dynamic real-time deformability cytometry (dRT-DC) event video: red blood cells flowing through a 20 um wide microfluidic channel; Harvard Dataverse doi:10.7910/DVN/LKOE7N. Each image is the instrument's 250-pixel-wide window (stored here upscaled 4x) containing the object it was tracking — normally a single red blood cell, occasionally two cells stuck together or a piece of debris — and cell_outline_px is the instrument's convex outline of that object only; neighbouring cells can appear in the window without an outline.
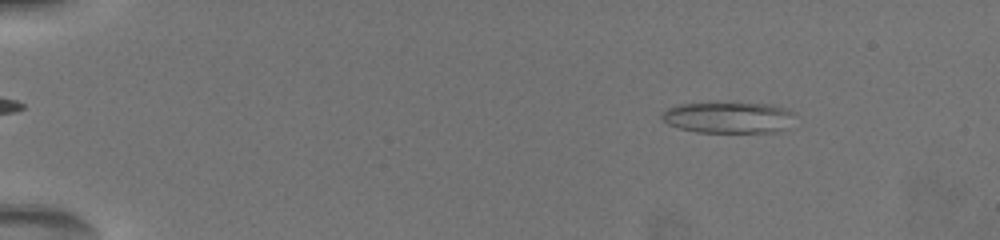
{"species": "common noctule bat (a hibernating species)", "species_latin": "Nyctalus noctula", "temperature_condition": "warm", "stored_images_in_passage": 70, "camera_frame_rate_fps": 3000, "um_per_image_px": 0.085, "animal": {"sex": "female", "body_mass_g": 19.5, "forearm_length_mm": 54.1}, "frame": {"image": 1, "passage_image": 10, "time_ms": 2.333, "image_size_px": [1000, 240], "cell_outline_px": [[796, 112], [788, 128], [776, 132], [696, 132], [680, 128], [668, 124], [660, 116], [660, 112], [668, 108], [680, 104], [732, 100], [772, 104], [788, 108]], "centroid_in_image_um": [61.96, 9.93], "position_along_channel_um": 23.0, "area_um2": 25.43}}
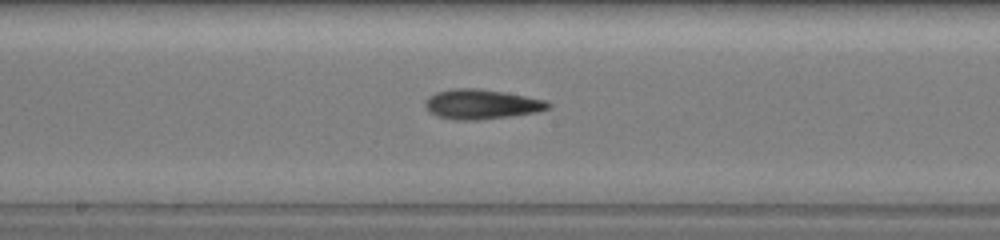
{"frame": {"image": 2, "passage_image": 38, "time_ms": 10.333, "image_size_px": [1000, 240], "cell_outline_px": [[552, 104], [548, 108], [536, 112], [512, 116], [480, 120], [452, 120], [436, 116], [428, 112], [424, 104], [428, 96], [436, 92], [456, 88], [476, 88], [504, 92], [544, 100]], "centroid_in_image_um": [40.87, 8.87], "position_along_channel_um": 207.3, "area_um2": 21.39}}
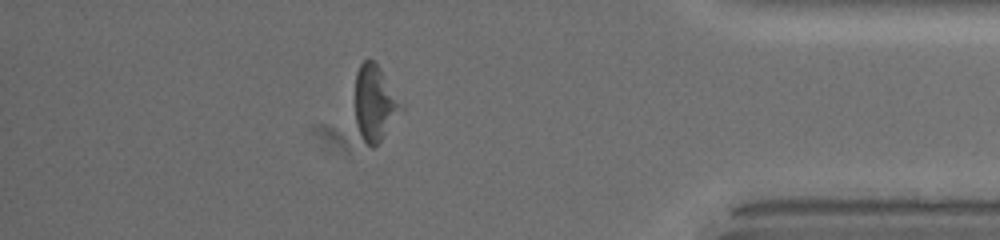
{"frame": {"image": 3, "passage_image": 61, "time_ms": 16.333, "image_size_px": [1000, 240], "cell_outline_px": [[404, 108], [380, 140], [372, 148], [360, 136], [356, 124], [356, 72], [360, 64], [364, 60], [372, 60], [376, 64], [404, 104]], "centroid_in_image_um": [31.87, 8.76], "position_along_channel_um": 403.3, "area_um2": 19.88}, "authors_computed_cell_mechanics": {"area_um2": 20.4034, "velocity_mm_per_s": 3.7581, "shape_relaxation_time_tau1_ms": 4.4676, "shape_relaxation_time_tau2_ms": 9.3742, "deformation_change_tau1": 0.1474, "deformation_change_tau2": 0.2604}}